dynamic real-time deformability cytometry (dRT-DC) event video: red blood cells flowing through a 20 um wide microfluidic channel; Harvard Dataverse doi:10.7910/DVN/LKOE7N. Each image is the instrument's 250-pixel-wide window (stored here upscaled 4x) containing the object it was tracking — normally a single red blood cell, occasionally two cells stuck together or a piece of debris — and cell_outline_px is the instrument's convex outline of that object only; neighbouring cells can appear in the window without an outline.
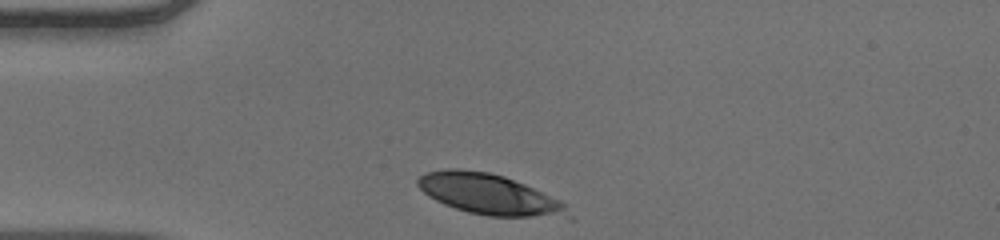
{"species": "human", "species_latin": "Homo sapiens", "temperature_condition": "warm", "stored_images_in_passage": 30, "camera_frame_rate_fps": 3000, "um_per_image_px": 0.085, "donor": {"sex": "male"}, "frame": {"image": 1, "passage_image": 1, "time_ms": 0.0, "image_size_px": [1000, 240], "cell_outline_px": [[564, 212], [532, 216], [488, 216], [468, 212], [444, 204], [428, 196], [416, 184], [416, 180], [424, 172], [448, 168], [460, 168], [488, 172], [504, 176], [524, 184], [560, 200], [564, 204]], "centroid_in_image_um": [41.36, 16.45], "position_along_channel_um": 43.6, "area_um2": 34.22}}
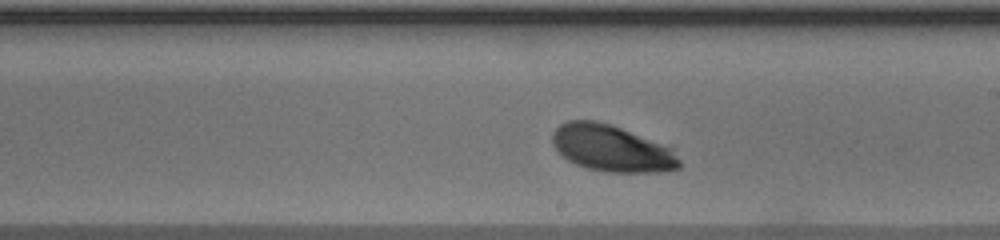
{"frame": {"image": 2, "passage_image": 18, "time_ms": 5.667, "image_size_px": [1000, 240], "cell_outline_px": [[680, 168], [668, 172], [604, 172], [588, 168], [576, 164], [560, 156], [552, 144], [552, 132], [560, 124], [568, 120], [596, 120], [620, 128], [672, 148], [680, 160]], "centroid_in_image_um": [51.97, 12.62], "position_along_channel_um": 237.0, "area_um2": 34.51}}
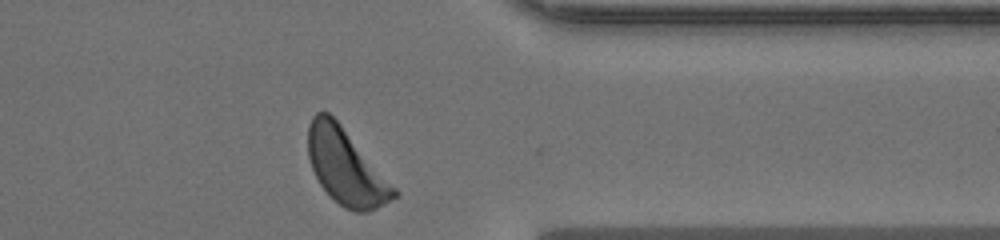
{"frame": {"image": 3, "passage_image": 30, "time_ms": 9.667, "image_size_px": [1000, 240], "cell_outline_px": [[400, 192], [396, 196], [376, 208], [368, 212], [356, 212], [344, 208], [320, 184], [312, 168], [308, 156], [308, 124], [312, 116], [316, 112], [328, 112], [340, 124]], "centroid_in_image_um": [29.39, 14.18], "position_along_channel_um": 382.0, "area_um2": 37.17}, "authors_computed_cell_mechanics": {"area_um2": 35.4892, "velocity_mm_per_s": 3.8519, "shape_relaxation_time_tau1_ms": 2.1087, "shape_relaxation_time_tau2_ms": null, "deformation_change_tau1": 0.1352, "deformation_change_tau2": null}}